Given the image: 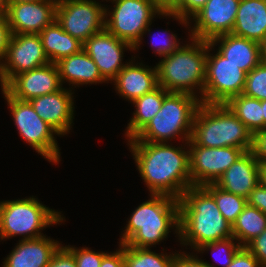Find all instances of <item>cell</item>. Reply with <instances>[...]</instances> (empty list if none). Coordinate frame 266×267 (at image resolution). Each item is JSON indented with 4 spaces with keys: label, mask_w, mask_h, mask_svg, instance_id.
<instances>
[{
    "label": "cell",
    "mask_w": 266,
    "mask_h": 267,
    "mask_svg": "<svg viewBox=\"0 0 266 267\" xmlns=\"http://www.w3.org/2000/svg\"><path fill=\"white\" fill-rule=\"evenodd\" d=\"M135 165L150 194L178 200L192 186L188 142L183 148L168 143L129 142Z\"/></svg>",
    "instance_id": "1"
},
{
    "label": "cell",
    "mask_w": 266,
    "mask_h": 267,
    "mask_svg": "<svg viewBox=\"0 0 266 267\" xmlns=\"http://www.w3.org/2000/svg\"><path fill=\"white\" fill-rule=\"evenodd\" d=\"M179 239L196 251L204 244L233 237L232 225L203 186H191L178 200Z\"/></svg>",
    "instance_id": "2"
},
{
    "label": "cell",
    "mask_w": 266,
    "mask_h": 267,
    "mask_svg": "<svg viewBox=\"0 0 266 267\" xmlns=\"http://www.w3.org/2000/svg\"><path fill=\"white\" fill-rule=\"evenodd\" d=\"M150 199L132 212L119 244L151 248L167 239L171 229L179 238V202L163 194H149Z\"/></svg>",
    "instance_id": "3"
},
{
    "label": "cell",
    "mask_w": 266,
    "mask_h": 267,
    "mask_svg": "<svg viewBox=\"0 0 266 267\" xmlns=\"http://www.w3.org/2000/svg\"><path fill=\"white\" fill-rule=\"evenodd\" d=\"M188 39L191 43L188 41V44L181 45L170 55L162 57L156 65L158 85L168 92L194 95L202 103L206 78L207 41L192 37Z\"/></svg>",
    "instance_id": "4"
},
{
    "label": "cell",
    "mask_w": 266,
    "mask_h": 267,
    "mask_svg": "<svg viewBox=\"0 0 266 267\" xmlns=\"http://www.w3.org/2000/svg\"><path fill=\"white\" fill-rule=\"evenodd\" d=\"M191 139L208 148L236 147L247 152L253 146L252 133L225 104H200Z\"/></svg>",
    "instance_id": "5"
},
{
    "label": "cell",
    "mask_w": 266,
    "mask_h": 267,
    "mask_svg": "<svg viewBox=\"0 0 266 267\" xmlns=\"http://www.w3.org/2000/svg\"><path fill=\"white\" fill-rule=\"evenodd\" d=\"M200 104V99L194 95L169 92L157 114L128 142L168 143L179 136L182 142H189Z\"/></svg>",
    "instance_id": "6"
},
{
    "label": "cell",
    "mask_w": 266,
    "mask_h": 267,
    "mask_svg": "<svg viewBox=\"0 0 266 267\" xmlns=\"http://www.w3.org/2000/svg\"><path fill=\"white\" fill-rule=\"evenodd\" d=\"M37 199L32 196L0 202V240L16 236H22V240L38 238L44 235V228L65 222L60 212Z\"/></svg>",
    "instance_id": "7"
},
{
    "label": "cell",
    "mask_w": 266,
    "mask_h": 267,
    "mask_svg": "<svg viewBox=\"0 0 266 267\" xmlns=\"http://www.w3.org/2000/svg\"><path fill=\"white\" fill-rule=\"evenodd\" d=\"M113 9L105 11V28L118 39L130 43L134 51L141 47L143 36L150 33L152 21L163 9L155 0H108ZM157 14V16H155Z\"/></svg>",
    "instance_id": "8"
},
{
    "label": "cell",
    "mask_w": 266,
    "mask_h": 267,
    "mask_svg": "<svg viewBox=\"0 0 266 267\" xmlns=\"http://www.w3.org/2000/svg\"><path fill=\"white\" fill-rule=\"evenodd\" d=\"M1 89L22 139L49 162L58 164L61 154L54 136L59 134L38 116L29 101L15 99L3 86Z\"/></svg>",
    "instance_id": "9"
},
{
    "label": "cell",
    "mask_w": 266,
    "mask_h": 267,
    "mask_svg": "<svg viewBox=\"0 0 266 267\" xmlns=\"http://www.w3.org/2000/svg\"><path fill=\"white\" fill-rule=\"evenodd\" d=\"M207 41L206 78L202 103L225 104L230 98L243 93L246 73L229 62Z\"/></svg>",
    "instance_id": "10"
},
{
    "label": "cell",
    "mask_w": 266,
    "mask_h": 267,
    "mask_svg": "<svg viewBox=\"0 0 266 267\" xmlns=\"http://www.w3.org/2000/svg\"><path fill=\"white\" fill-rule=\"evenodd\" d=\"M106 6L96 0H58L56 20L63 30L84 43L105 29Z\"/></svg>",
    "instance_id": "11"
},
{
    "label": "cell",
    "mask_w": 266,
    "mask_h": 267,
    "mask_svg": "<svg viewBox=\"0 0 266 267\" xmlns=\"http://www.w3.org/2000/svg\"><path fill=\"white\" fill-rule=\"evenodd\" d=\"M39 34H12L0 64L3 88L18 74L49 64Z\"/></svg>",
    "instance_id": "12"
},
{
    "label": "cell",
    "mask_w": 266,
    "mask_h": 267,
    "mask_svg": "<svg viewBox=\"0 0 266 267\" xmlns=\"http://www.w3.org/2000/svg\"><path fill=\"white\" fill-rule=\"evenodd\" d=\"M192 186L215 184L222 174L245 152L241 148H208L188 142Z\"/></svg>",
    "instance_id": "13"
},
{
    "label": "cell",
    "mask_w": 266,
    "mask_h": 267,
    "mask_svg": "<svg viewBox=\"0 0 266 267\" xmlns=\"http://www.w3.org/2000/svg\"><path fill=\"white\" fill-rule=\"evenodd\" d=\"M240 0H208L206 5L189 21V36L210 41L212 38L231 33L235 24Z\"/></svg>",
    "instance_id": "14"
},
{
    "label": "cell",
    "mask_w": 266,
    "mask_h": 267,
    "mask_svg": "<svg viewBox=\"0 0 266 267\" xmlns=\"http://www.w3.org/2000/svg\"><path fill=\"white\" fill-rule=\"evenodd\" d=\"M82 49L91 57L102 77L112 81L128 63H122L124 51L134 47L111 34L106 28L87 39Z\"/></svg>",
    "instance_id": "15"
},
{
    "label": "cell",
    "mask_w": 266,
    "mask_h": 267,
    "mask_svg": "<svg viewBox=\"0 0 266 267\" xmlns=\"http://www.w3.org/2000/svg\"><path fill=\"white\" fill-rule=\"evenodd\" d=\"M58 0L8 3L3 7L12 34H39L56 19Z\"/></svg>",
    "instance_id": "16"
},
{
    "label": "cell",
    "mask_w": 266,
    "mask_h": 267,
    "mask_svg": "<svg viewBox=\"0 0 266 267\" xmlns=\"http://www.w3.org/2000/svg\"><path fill=\"white\" fill-rule=\"evenodd\" d=\"M63 88L55 63H49L16 75L4 89L15 99L30 101Z\"/></svg>",
    "instance_id": "17"
},
{
    "label": "cell",
    "mask_w": 266,
    "mask_h": 267,
    "mask_svg": "<svg viewBox=\"0 0 266 267\" xmlns=\"http://www.w3.org/2000/svg\"><path fill=\"white\" fill-rule=\"evenodd\" d=\"M67 89L63 87L55 93L35 97L29 101L38 116L59 136L68 134L74 119V92Z\"/></svg>",
    "instance_id": "18"
},
{
    "label": "cell",
    "mask_w": 266,
    "mask_h": 267,
    "mask_svg": "<svg viewBox=\"0 0 266 267\" xmlns=\"http://www.w3.org/2000/svg\"><path fill=\"white\" fill-rule=\"evenodd\" d=\"M113 82L116 93L130 103L159 86L156 66H145L142 62L136 63L132 59L110 83Z\"/></svg>",
    "instance_id": "19"
},
{
    "label": "cell",
    "mask_w": 266,
    "mask_h": 267,
    "mask_svg": "<svg viewBox=\"0 0 266 267\" xmlns=\"http://www.w3.org/2000/svg\"><path fill=\"white\" fill-rule=\"evenodd\" d=\"M61 244L45 235L21 239L4 259L2 267H48Z\"/></svg>",
    "instance_id": "20"
},
{
    "label": "cell",
    "mask_w": 266,
    "mask_h": 267,
    "mask_svg": "<svg viewBox=\"0 0 266 267\" xmlns=\"http://www.w3.org/2000/svg\"><path fill=\"white\" fill-rule=\"evenodd\" d=\"M260 163L252 151H247L235 161L216 181L220 189L247 198L259 183Z\"/></svg>",
    "instance_id": "21"
},
{
    "label": "cell",
    "mask_w": 266,
    "mask_h": 267,
    "mask_svg": "<svg viewBox=\"0 0 266 267\" xmlns=\"http://www.w3.org/2000/svg\"><path fill=\"white\" fill-rule=\"evenodd\" d=\"M209 43L213 47L218 45L216 51L246 74L262 62L261 44L258 42L227 33L212 38Z\"/></svg>",
    "instance_id": "22"
},
{
    "label": "cell",
    "mask_w": 266,
    "mask_h": 267,
    "mask_svg": "<svg viewBox=\"0 0 266 267\" xmlns=\"http://www.w3.org/2000/svg\"><path fill=\"white\" fill-rule=\"evenodd\" d=\"M231 33L260 44L266 41V0H240Z\"/></svg>",
    "instance_id": "23"
},
{
    "label": "cell",
    "mask_w": 266,
    "mask_h": 267,
    "mask_svg": "<svg viewBox=\"0 0 266 267\" xmlns=\"http://www.w3.org/2000/svg\"><path fill=\"white\" fill-rule=\"evenodd\" d=\"M57 65L62 85L66 82L69 85H92L108 83L100 74L97 65L91 57L82 49L79 53L60 59ZM64 82V83H63Z\"/></svg>",
    "instance_id": "24"
},
{
    "label": "cell",
    "mask_w": 266,
    "mask_h": 267,
    "mask_svg": "<svg viewBox=\"0 0 266 267\" xmlns=\"http://www.w3.org/2000/svg\"><path fill=\"white\" fill-rule=\"evenodd\" d=\"M45 55L50 63L77 54L82 50L83 43L65 32L55 19L39 33Z\"/></svg>",
    "instance_id": "25"
},
{
    "label": "cell",
    "mask_w": 266,
    "mask_h": 267,
    "mask_svg": "<svg viewBox=\"0 0 266 267\" xmlns=\"http://www.w3.org/2000/svg\"><path fill=\"white\" fill-rule=\"evenodd\" d=\"M168 93L169 92L163 87L158 86L153 91L146 93L131 102L135 106V111L125 129V137H127V140L134 138L157 114L161 109L164 97Z\"/></svg>",
    "instance_id": "26"
},
{
    "label": "cell",
    "mask_w": 266,
    "mask_h": 267,
    "mask_svg": "<svg viewBox=\"0 0 266 267\" xmlns=\"http://www.w3.org/2000/svg\"><path fill=\"white\" fill-rule=\"evenodd\" d=\"M225 105L247 127L252 135L264 129L261 100L240 94L230 98Z\"/></svg>",
    "instance_id": "27"
},
{
    "label": "cell",
    "mask_w": 266,
    "mask_h": 267,
    "mask_svg": "<svg viewBox=\"0 0 266 267\" xmlns=\"http://www.w3.org/2000/svg\"><path fill=\"white\" fill-rule=\"evenodd\" d=\"M266 229V214L246 205L232 225V234L241 246H246Z\"/></svg>",
    "instance_id": "28"
},
{
    "label": "cell",
    "mask_w": 266,
    "mask_h": 267,
    "mask_svg": "<svg viewBox=\"0 0 266 267\" xmlns=\"http://www.w3.org/2000/svg\"><path fill=\"white\" fill-rule=\"evenodd\" d=\"M176 252L156 253L150 248L131 247L124 244L125 267H172Z\"/></svg>",
    "instance_id": "29"
},
{
    "label": "cell",
    "mask_w": 266,
    "mask_h": 267,
    "mask_svg": "<svg viewBox=\"0 0 266 267\" xmlns=\"http://www.w3.org/2000/svg\"><path fill=\"white\" fill-rule=\"evenodd\" d=\"M215 199L223 217L231 224L236 221L243 208L247 205L245 197L228 193L215 184L203 186Z\"/></svg>",
    "instance_id": "30"
},
{
    "label": "cell",
    "mask_w": 266,
    "mask_h": 267,
    "mask_svg": "<svg viewBox=\"0 0 266 267\" xmlns=\"http://www.w3.org/2000/svg\"><path fill=\"white\" fill-rule=\"evenodd\" d=\"M236 239L234 237H230L228 239H224V240H220V241H215V242H211L208 244H204L201 247H199L196 252L197 253H203V251H211V254L213 253V255H215L217 253V251L222 254H224L222 257L218 256L219 258L222 259H218V257L216 256L214 262L217 260L220 261L219 263L222 264V267H228L231 263L232 260L236 254V252L242 247L237 241L234 242ZM237 243V244H236ZM215 253V254H214ZM217 253V254H219ZM224 258V259H223ZM209 267H216L213 265L208 263L207 261H204Z\"/></svg>",
    "instance_id": "31"
},
{
    "label": "cell",
    "mask_w": 266,
    "mask_h": 267,
    "mask_svg": "<svg viewBox=\"0 0 266 267\" xmlns=\"http://www.w3.org/2000/svg\"><path fill=\"white\" fill-rule=\"evenodd\" d=\"M242 94L261 101L266 100V64L261 62L246 74Z\"/></svg>",
    "instance_id": "32"
},
{
    "label": "cell",
    "mask_w": 266,
    "mask_h": 267,
    "mask_svg": "<svg viewBox=\"0 0 266 267\" xmlns=\"http://www.w3.org/2000/svg\"><path fill=\"white\" fill-rule=\"evenodd\" d=\"M208 0H179L169 11H163V16L176 19L183 26H190L191 20L205 5Z\"/></svg>",
    "instance_id": "33"
},
{
    "label": "cell",
    "mask_w": 266,
    "mask_h": 267,
    "mask_svg": "<svg viewBox=\"0 0 266 267\" xmlns=\"http://www.w3.org/2000/svg\"><path fill=\"white\" fill-rule=\"evenodd\" d=\"M74 256L77 267H100L102 258L108 253L95 252L88 247L77 248L71 245L65 246Z\"/></svg>",
    "instance_id": "34"
},
{
    "label": "cell",
    "mask_w": 266,
    "mask_h": 267,
    "mask_svg": "<svg viewBox=\"0 0 266 267\" xmlns=\"http://www.w3.org/2000/svg\"><path fill=\"white\" fill-rule=\"evenodd\" d=\"M166 37L165 39H162V38H157L159 41H155L157 39H155L156 37V34L152 35L153 40L151 43H152V48L154 50L153 51L154 53H157V55H159L161 58L164 57V56H167V55H170L171 53H173L174 51H176L180 46H181V43H179V40L180 39H177V35L170 33L168 31V29H166L165 31L162 32ZM162 33H157V36H161L160 34ZM170 33V34H169ZM162 34V35H163Z\"/></svg>",
    "instance_id": "35"
},
{
    "label": "cell",
    "mask_w": 266,
    "mask_h": 267,
    "mask_svg": "<svg viewBox=\"0 0 266 267\" xmlns=\"http://www.w3.org/2000/svg\"><path fill=\"white\" fill-rule=\"evenodd\" d=\"M266 267V229L245 246Z\"/></svg>",
    "instance_id": "36"
},
{
    "label": "cell",
    "mask_w": 266,
    "mask_h": 267,
    "mask_svg": "<svg viewBox=\"0 0 266 267\" xmlns=\"http://www.w3.org/2000/svg\"><path fill=\"white\" fill-rule=\"evenodd\" d=\"M228 267H262L258 259L242 246L235 254L232 263Z\"/></svg>",
    "instance_id": "37"
},
{
    "label": "cell",
    "mask_w": 266,
    "mask_h": 267,
    "mask_svg": "<svg viewBox=\"0 0 266 267\" xmlns=\"http://www.w3.org/2000/svg\"><path fill=\"white\" fill-rule=\"evenodd\" d=\"M48 267H77L73 254L63 245L54 253Z\"/></svg>",
    "instance_id": "38"
},
{
    "label": "cell",
    "mask_w": 266,
    "mask_h": 267,
    "mask_svg": "<svg viewBox=\"0 0 266 267\" xmlns=\"http://www.w3.org/2000/svg\"><path fill=\"white\" fill-rule=\"evenodd\" d=\"M251 151L260 164H266V128L253 135Z\"/></svg>",
    "instance_id": "39"
},
{
    "label": "cell",
    "mask_w": 266,
    "mask_h": 267,
    "mask_svg": "<svg viewBox=\"0 0 266 267\" xmlns=\"http://www.w3.org/2000/svg\"><path fill=\"white\" fill-rule=\"evenodd\" d=\"M190 252L187 254L185 251L175 254L172 267H209L203 259H199L197 255L194 256Z\"/></svg>",
    "instance_id": "40"
},
{
    "label": "cell",
    "mask_w": 266,
    "mask_h": 267,
    "mask_svg": "<svg viewBox=\"0 0 266 267\" xmlns=\"http://www.w3.org/2000/svg\"><path fill=\"white\" fill-rule=\"evenodd\" d=\"M246 201L247 205L255 207L266 214V188L260 183L249 193Z\"/></svg>",
    "instance_id": "41"
},
{
    "label": "cell",
    "mask_w": 266,
    "mask_h": 267,
    "mask_svg": "<svg viewBox=\"0 0 266 267\" xmlns=\"http://www.w3.org/2000/svg\"><path fill=\"white\" fill-rule=\"evenodd\" d=\"M11 37V28L8 24L6 15L2 13L0 14V64L5 57Z\"/></svg>",
    "instance_id": "42"
},
{
    "label": "cell",
    "mask_w": 266,
    "mask_h": 267,
    "mask_svg": "<svg viewBox=\"0 0 266 267\" xmlns=\"http://www.w3.org/2000/svg\"><path fill=\"white\" fill-rule=\"evenodd\" d=\"M100 267H125L124 262V244H119V249L107 253L102 258V263Z\"/></svg>",
    "instance_id": "43"
},
{
    "label": "cell",
    "mask_w": 266,
    "mask_h": 267,
    "mask_svg": "<svg viewBox=\"0 0 266 267\" xmlns=\"http://www.w3.org/2000/svg\"><path fill=\"white\" fill-rule=\"evenodd\" d=\"M155 1L164 11H169L179 0H155Z\"/></svg>",
    "instance_id": "44"
},
{
    "label": "cell",
    "mask_w": 266,
    "mask_h": 267,
    "mask_svg": "<svg viewBox=\"0 0 266 267\" xmlns=\"http://www.w3.org/2000/svg\"><path fill=\"white\" fill-rule=\"evenodd\" d=\"M259 183L266 188V164H260Z\"/></svg>",
    "instance_id": "45"
},
{
    "label": "cell",
    "mask_w": 266,
    "mask_h": 267,
    "mask_svg": "<svg viewBox=\"0 0 266 267\" xmlns=\"http://www.w3.org/2000/svg\"><path fill=\"white\" fill-rule=\"evenodd\" d=\"M41 0H1L2 6L4 7L8 3H17V2H33Z\"/></svg>",
    "instance_id": "46"
},
{
    "label": "cell",
    "mask_w": 266,
    "mask_h": 267,
    "mask_svg": "<svg viewBox=\"0 0 266 267\" xmlns=\"http://www.w3.org/2000/svg\"><path fill=\"white\" fill-rule=\"evenodd\" d=\"M262 63L266 64V41L261 44Z\"/></svg>",
    "instance_id": "47"
},
{
    "label": "cell",
    "mask_w": 266,
    "mask_h": 267,
    "mask_svg": "<svg viewBox=\"0 0 266 267\" xmlns=\"http://www.w3.org/2000/svg\"><path fill=\"white\" fill-rule=\"evenodd\" d=\"M263 118H264V129L266 128V100L261 101Z\"/></svg>",
    "instance_id": "48"
},
{
    "label": "cell",
    "mask_w": 266,
    "mask_h": 267,
    "mask_svg": "<svg viewBox=\"0 0 266 267\" xmlns=\"http://www.w3.org/2000/svg\"><path fill=\"white\" fill-rule=\"evenodd\" d=\"M0 11H3V6H2V3H1V0H0Z\"/></svg>",
    "instance_id": "49"
}]
</instances>
